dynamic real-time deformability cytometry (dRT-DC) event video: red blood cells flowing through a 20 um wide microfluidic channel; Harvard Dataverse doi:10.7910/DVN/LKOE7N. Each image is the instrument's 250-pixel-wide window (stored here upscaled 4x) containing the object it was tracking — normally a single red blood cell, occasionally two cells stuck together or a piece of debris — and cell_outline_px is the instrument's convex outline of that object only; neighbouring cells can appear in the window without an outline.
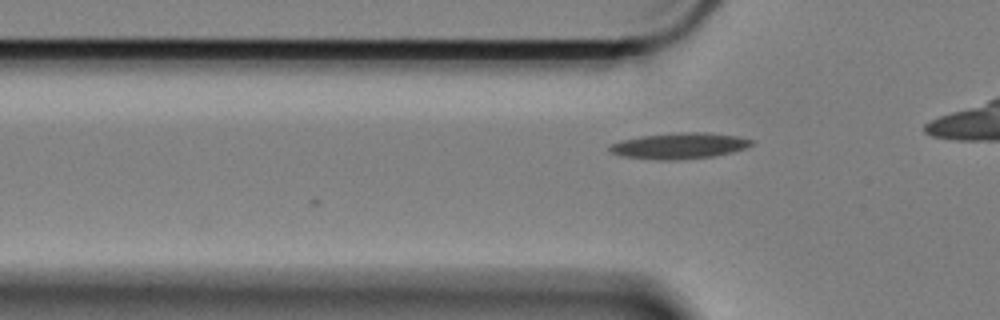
{"species": "Egyptian fruit bat (a non-hibernating species)", "species_latin": "Rousettus aegyptiacus", "temperature_condition": "cold", "stored_images_in_passage": 9, "camera_frame_rate_fps": 3000, "um_per_image_px": 0.085, "animal": {"sex": "female"}, "frame": {"image": 1, "passage_image": 3, "time_ms": 0.667, "image_size_px": [1000, 320], "cell_outline_px": [[752, 144], [744, 148], [732, 152], [712, 156], [676, 160], [656, 160], [620, 156], [608, 152], [608, 144], [620, 140], [640, 136], [680, 132], [708, 132], [736, 136], [752, 140]], "centroid_in_image_um": [57.64, 12.39], "position_along_channel_um": 68.2, "area_um2": 21.62}}
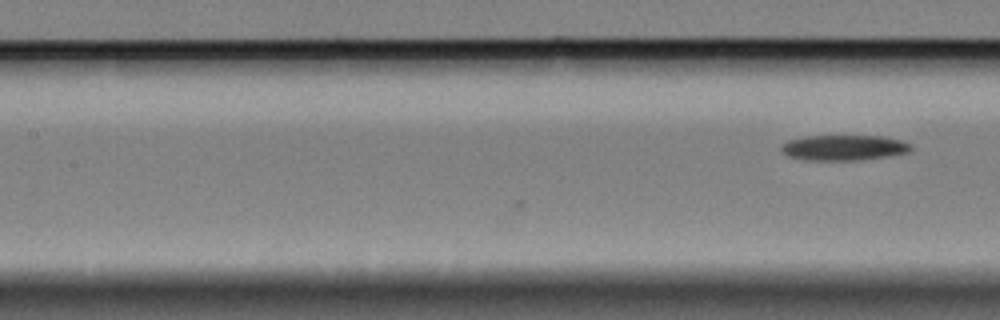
{"frame": {"image": 2, "passage_image": 9, "time_ms": 2.667, "image_size_px": [1000, 320], "cell_outline_px": [[912, 148], [908, 152], [888, 156], [856, 160], [808, 160], [788, 156], [780, 152], [780, 144], [788, 140], [804, 136], [884, 136], [900, 140], [912, 144]], "centroid_in_image_um": [71.68, 12.54], "position_along_channel_um": 135.7, "area_um2": 19.31}}